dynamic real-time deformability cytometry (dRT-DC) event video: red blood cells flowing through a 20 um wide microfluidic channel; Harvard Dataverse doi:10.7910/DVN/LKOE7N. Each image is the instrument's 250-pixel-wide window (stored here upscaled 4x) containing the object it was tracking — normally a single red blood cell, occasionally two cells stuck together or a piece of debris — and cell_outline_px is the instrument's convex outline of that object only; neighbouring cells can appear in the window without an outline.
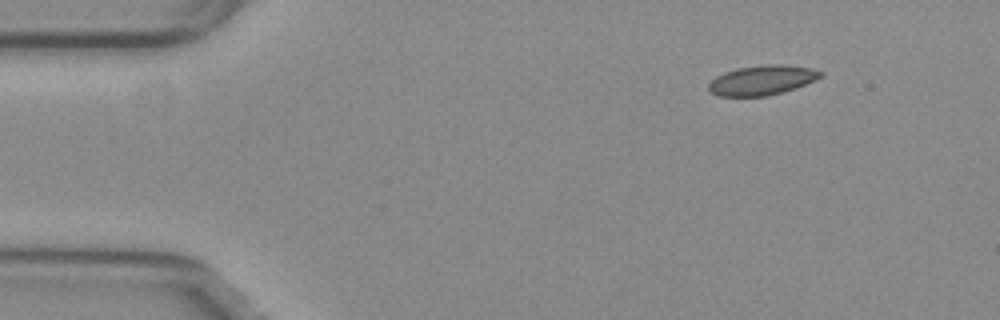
{"species": "common noctule bat (a hibernating species)", "species_latin": "Nyctalus noctula", "temperature_condition": "warm", "stored_images_in_passage": 48, "camera_frame_rate_fps": 3000, "um_per_image_px": 0.085, "animal": {"sex": "female", "body_mass_g": 29.2, "forearm_length_mm": 56.3}, "frame": {"image": 1, "passage_image": 1, "time_ms": 0.0, "image_size_px": [1000, 320], "cell_outline_px": [[824, 76], [804, 84], [780, 92], [764, 96], [720, 96], [712, 92], [708, 88], [708, 84], [716, 76], [724, 72], [736, 68], [768, 64], [784, 64], [812, 68], [824, 72]], "centroid_in_image_um": [64.78, 6.79], "position_along_channel_um": 20.2, "area_um2": 19.19}}
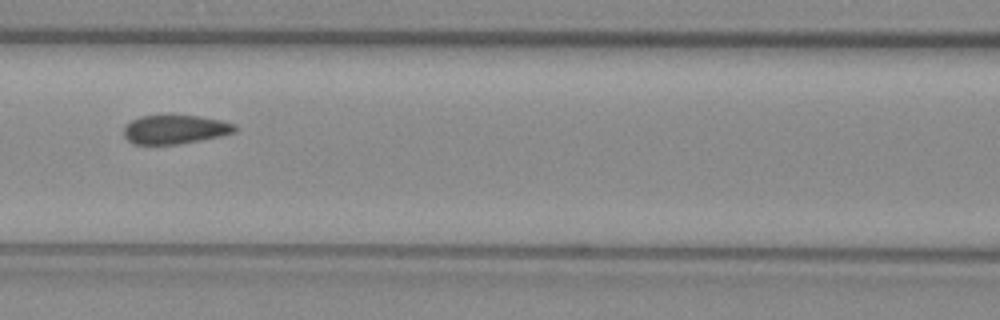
{"frame": {"image": 2, "passage_image": 18, "time_ms": 5.667, "image_size_px": [1000, 320], "cell_outline_px": [[236, 132], [220, 136], [200, 140], [176, 144], [132, 144], [124, 136], [124, 128], [132, 120], [140, 116], [200, 116], [220, 120], [236, 124]], "centroid_in_image_um": [14.89, 11.01], "position_along_channel_um": 151.7, "area_um2": 18.5}}
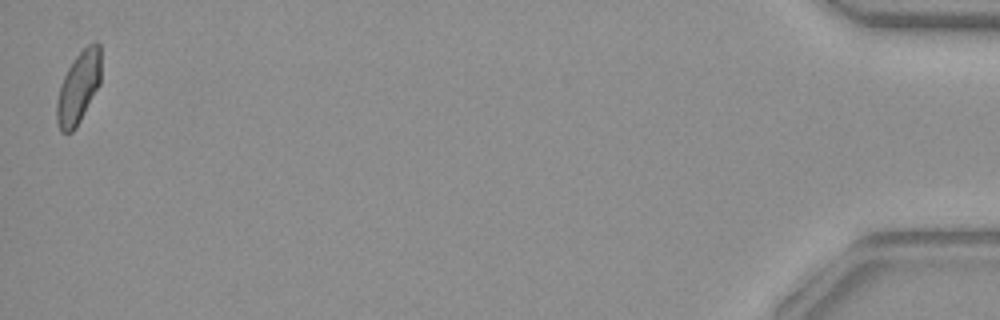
{"frame": {"image": 3, "passage_image": 48, "time_ms": 15.667, "image_size_px": [1000, 320], "cell_outline_px": [[100, 84], [76, 128], [72, 132], [60, 132], [56, 120], [56, 100], [60, 84], [68, 68], [76, 56], [88, 44], [96, 40], [100, 44]], "centroid_in_image_um": [6.66, 7.45], "position_along_channel_um": 428.5, "area_um2": 18.61}, "authors_computed_cell_mechanics": {"area_um2": 19.3341, "velocity_mm_per_s": 3.7947, "shape_relaxation_time_tau1_ms": null, "shape_relaxation_time_tau2_ms": 0.9727, "deformation_change_tau1": null, "deformation_change_tau2": 0.0613}}